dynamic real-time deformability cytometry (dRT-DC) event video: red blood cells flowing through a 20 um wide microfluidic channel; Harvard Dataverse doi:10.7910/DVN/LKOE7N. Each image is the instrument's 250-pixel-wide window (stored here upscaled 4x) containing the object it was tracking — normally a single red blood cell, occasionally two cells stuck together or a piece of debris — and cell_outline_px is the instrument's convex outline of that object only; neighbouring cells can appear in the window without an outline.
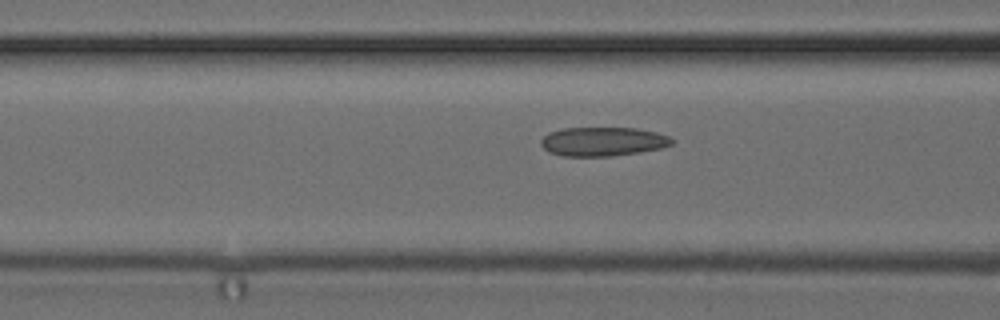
{"species": "common noctule bat (a hibernating species)", "species_latin": "Nyctalus noctula", "temperature_condition": "cold", "stored_images_in_passage": 18, "camera_frame_rate_fps": 3000, "um_per_image_px": 0.085, "animal": {"sex": "female", "body_mass_g": 24.6, "forearm_length_mm": 56.2}, "frame": {"image": 1, "passage_image": 16, "time_ms": 5.0, "image_size_px": [1000, 320], "cell_outline_px": [[676, 140], [672, 144], [660, 148], [640, 152], [612, 156], [564, 156], [548, 152], [540, 144], [540, 140], [548, 132], [564, 128], [636, 128], [656, 132], [668, 136]], "centroid_in_image_um": [51.23, 12.03], "position_along_channel_um": 115.4, "area_um2": 22.2}}